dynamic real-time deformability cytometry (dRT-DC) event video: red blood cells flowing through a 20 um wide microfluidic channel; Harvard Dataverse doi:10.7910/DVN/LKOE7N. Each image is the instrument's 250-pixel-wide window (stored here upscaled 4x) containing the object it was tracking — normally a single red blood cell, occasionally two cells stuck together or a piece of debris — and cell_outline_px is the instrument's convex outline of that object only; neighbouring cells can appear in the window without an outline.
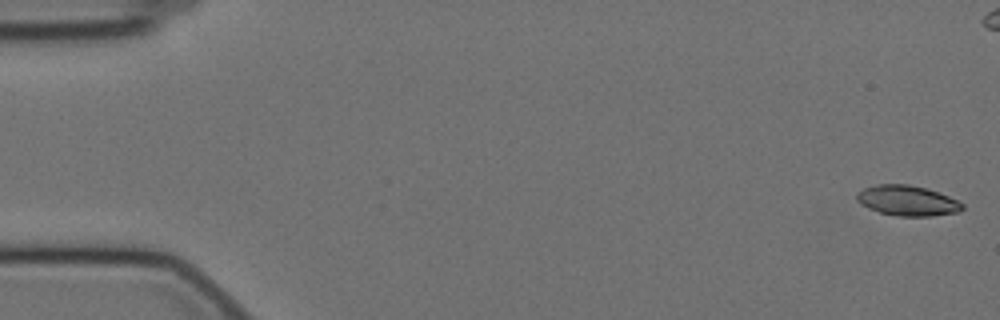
{"species": "Egyptian fruit bat (a non-hibernating species)", "species_latin": "Rousettus aegyptiacus", "temperature_condition": "cold", "stored_images_in_passage": 59, "camera_frame_rate_fps": 3000, "um_per_image_px": 0.085, "animal": {"sex": "female"}, "frame": {"image": 1, "passage_image": 1, "time_ms": 0.0, "image_size_px": [1000, 320], "cell_outline_px": [[964, 208], [960, 212], [932, 216], [900, 216], [880, 212], [868, 208], [860, 204], [856, 200], [856, 196], [864, 188], [876, 184], [908, 184], [924, 188], [948, 196], [964, 204]], "centroid_in_image_um": [77.13, 17.06], "position_along_channel_um": 7.9, "area_um2": 18.5}}
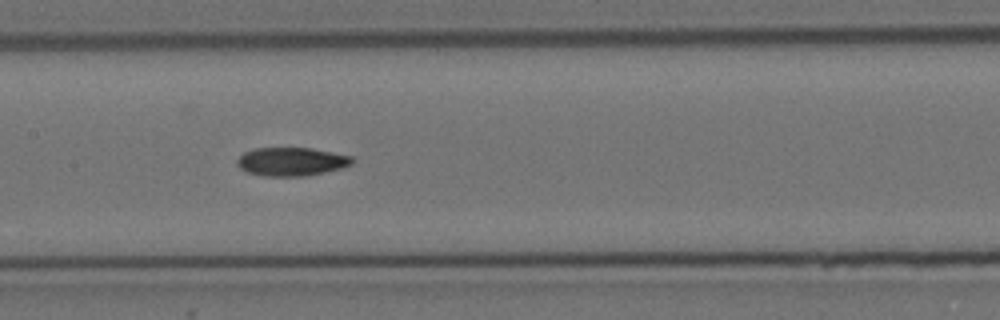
{"frame": {"image": 2, "passage_image": 28, "time_ms": 9.0, "image_size_px": [1000, 320], "cell_outline_px": [[356, 160], [352, 164], [340, 168], [308, 176], [264, 176], [248, 172], [240, 168], [236, 164], [236, 160], [244, 152], [252, 148], [312, 148], [352, 156]], "centroid_in_image_um": [24.77, 13.73], "position_along_channel_um": 182.6, "area_um2": 19.19}}
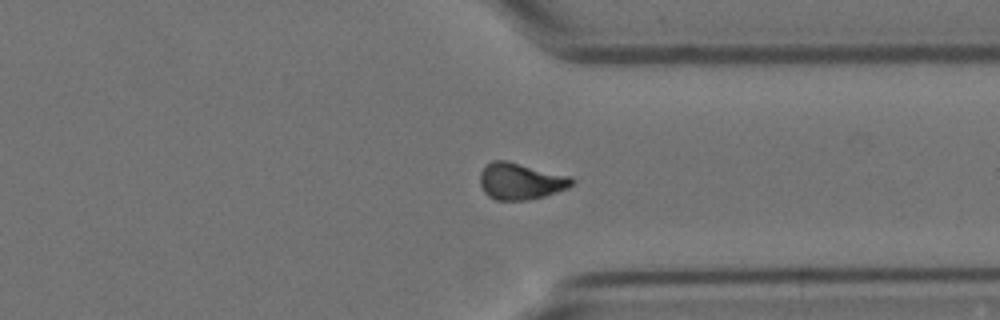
{"frame": {"image": 3, "passage_image": 44, "time_ms": 14.333, "image_size_px": [1000, 320], "cell_outline_px": [[576, 180], [568, 188], [544, 196], [528, 200], [496, 200], [488, 196], [484, 192], [480, 184], [480, 172], [492, 160], [508, 160], [568, 176]], "centroid_in_image_um": [44.23, 15.4], "position_along_channel_um": 367.2, "area_um2": 19.54}}